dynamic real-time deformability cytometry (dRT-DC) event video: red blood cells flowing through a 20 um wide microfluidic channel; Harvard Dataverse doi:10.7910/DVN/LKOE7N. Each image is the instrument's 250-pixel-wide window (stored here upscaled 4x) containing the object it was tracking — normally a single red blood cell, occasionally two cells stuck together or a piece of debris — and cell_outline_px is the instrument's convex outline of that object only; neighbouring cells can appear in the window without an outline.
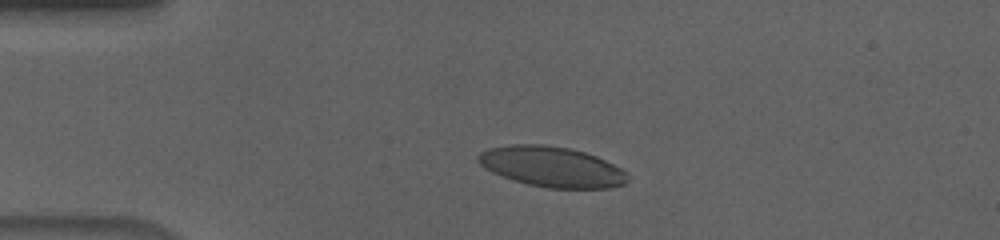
{"species": "human", "species_latin": "Homo sapiens", "temperature_condition": "cold", "stored_images_in_passage": 53, "camera_frame_rate_fps": 3000, "um_per_image_px": 0.085, "donor": {"sex": "male"}, "frame": {"image": 1, "passage_image": 10, "time_ms": 3.0, "image_size_px": [1000, 240], "cell_outline_px": [[628, 180], [624, 184], [608, 188], [548, 188], [528, 184], [512, 180], [492, 172], [484, 168], [476, 160], [476, 156], [480, 152], [488, 148], [512, 144], [544, 144], [568, 148], [584, 152], [596, 156], [628, 172]], "centroid_in_image_um": [46.87, 14.17], "position_along_channel_um": 38.1, "area_um2": 35.26}}
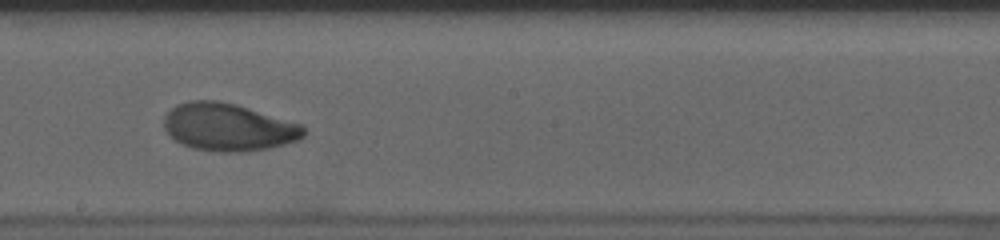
{"frame": {"image": 2, "passage_image": 29, "time_ms": 9.333, "image_size_px": [1000, 240], "cell_outline_px": [[304, 136], [300, 140], [268, 148], [244, 152], [220, 152], [192, 148], [180, 144], [168, 136], [164, 128], [164, 116], [176, 104], [188, 100], [220, 100], [236, 104], [300, 124], [304, 128]], "centroid_in_image_um": [19.35, 10.81], "position_along_channel_um": 228.8, "area_um2": 38.96}}
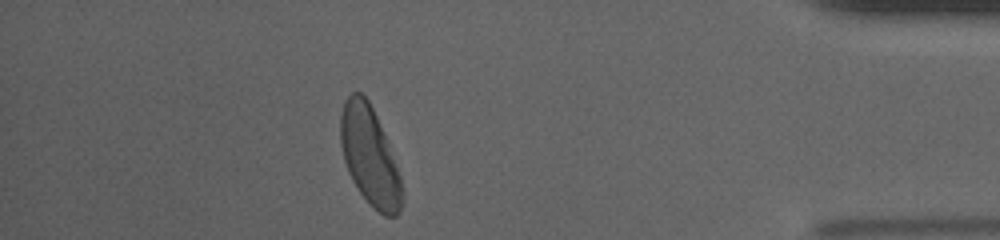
{"frame": {"image": 3, "passage_image": 47, "time_ms": 15.333, "image_size_px": [1000, 240], "cell_outline_px": [[404, 196], [400, 212], [396, 216], [384, 216], [360, 192], [352, 180], [348, 172], [344, 160], [340, 144], [340, 116], [344, 100], [352, 92], [360, 92], [368, 100], [388, 140], [400, 176], [404, 192]], "centroid_in_image_um": [31.43, 13.25], "position_along_channel_um": 403.8, "area_um2": 35.32}, "authors_computed_cell_mechanics": {"area_um2": 37.0498, "velocity_mm_per_s": 3.6189, "shape_relaxation_time_tau1_ms": 3.5602, "shape_relaxation_time_tau2_ms": 1.7479, "deformation_change_tau1": 0.1542, "deformation_change_tau2": 0.0589}}